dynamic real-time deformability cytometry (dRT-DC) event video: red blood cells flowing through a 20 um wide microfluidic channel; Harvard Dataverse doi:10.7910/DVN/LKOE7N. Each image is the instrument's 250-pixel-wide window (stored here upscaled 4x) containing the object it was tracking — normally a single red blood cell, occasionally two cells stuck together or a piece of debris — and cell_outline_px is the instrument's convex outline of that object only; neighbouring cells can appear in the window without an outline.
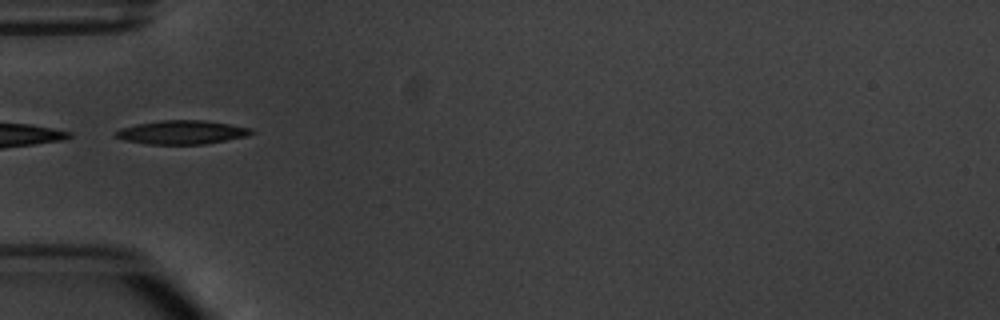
{"species": "common noctule bat (a hibernating species)", "species_latin": "Nyctalus noctula", "temperature_condition": "warm", "stored_images_in_passage": 1, "camera_frame_rate_fps": 3000, "um_per_image_px": 0.085, "animal": {"sex": "male", "body_mass_g": 20.1, "forearm_length_mm": 53.5}, "frame": {"image": 1, "passage_image": 1, "time_ms": 0.0, "image_size_px": [1000, 320], "cell_outline_px": [[256, 132], [244, 136], [204, 144], [148, 144], [124, 140], [112, 136], [112, 132], [120, 128], [136, 124], [160, 120], [204, 120], [252, 128]], "centroid_in_image_um": [15.38, 11.24], "position_along_channel_um": 69.6, "area_um2": 18.79}}